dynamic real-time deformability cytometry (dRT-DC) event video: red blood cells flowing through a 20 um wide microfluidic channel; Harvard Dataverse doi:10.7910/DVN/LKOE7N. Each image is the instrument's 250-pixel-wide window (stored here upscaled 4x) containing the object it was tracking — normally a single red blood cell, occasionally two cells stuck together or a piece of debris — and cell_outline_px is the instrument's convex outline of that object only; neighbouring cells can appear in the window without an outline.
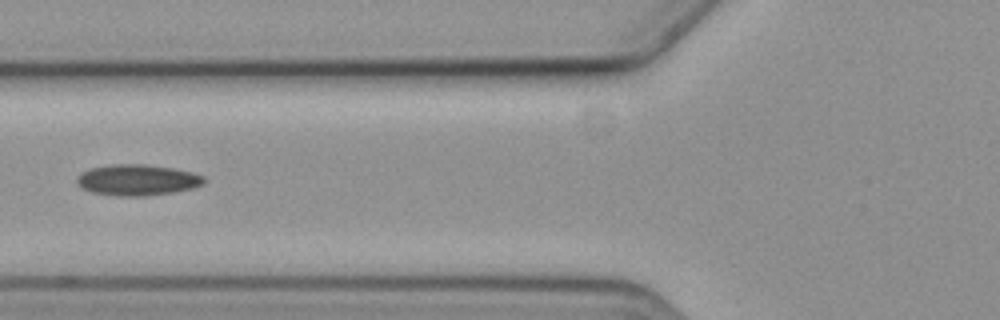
{"species": "common noctule bat (a hibernating species)", "species_latin": "Nyctalus noctula", "temperature_condition": "cold", "stored_images_in_passage": 4, "camera_frame_rate_fps": 3000, "um_per_image_px": 0.085, "animal": {"sex": "female", "body_mass_g": 19.3, "forearm_length_mm": 54.1}, "frame": {"image": 1, "passage_image": 4, "time_ms": 3.667, "image_size_px": [1000, 320], "cell_outline_px": [[204, 184], [192, 188], [172, 192], [144, 196], [116, 196], [92, 192], [84, 188], [76, 180], [80, 172], [92, 168], [112, 164], [144, 164], [172, 168], [192, 172], [204, 176]], "centroid_in_image_um": [11.68, 15.29], "position_along_channel_um": 114.1, "area_um2": 22.77}}